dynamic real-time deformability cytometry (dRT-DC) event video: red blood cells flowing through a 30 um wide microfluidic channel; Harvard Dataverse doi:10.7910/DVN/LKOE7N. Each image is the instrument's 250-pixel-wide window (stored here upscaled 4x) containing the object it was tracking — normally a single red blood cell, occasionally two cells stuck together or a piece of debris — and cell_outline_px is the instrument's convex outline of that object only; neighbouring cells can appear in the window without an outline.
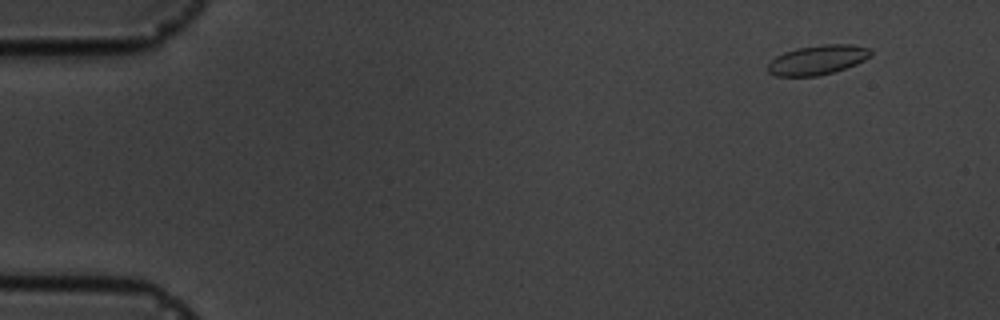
{"species": "common noctule bat (a hibernating species)", "species_latin": "Nyctalus noctula", "temperature_condition": "cold", "stored_images_in_passage": 5, "camera_frame_rate_fps": 3000, "um_per_image_px": 0.085, "animal": {"sex": "male", "body_mass_g": 19.5, "forearm_length_mm": 54.6}, "frame": {"image": 1, "passage_image": 1, "time_ms": 0.0, "image_size_px": [1000, 320], "cell_outline_px": [[872, 56], [856, 64], [832, 72], [816, 76], [776, 76], [768, 72], [768, 64], [776, 56], [784, 52], [796, 48], [820, 44], [852, 44], [872, 48]], "centroid_in_image_um": [69.52, 5.07], "position_along_channel_um": 15.5, "area_um2": 17.8}}